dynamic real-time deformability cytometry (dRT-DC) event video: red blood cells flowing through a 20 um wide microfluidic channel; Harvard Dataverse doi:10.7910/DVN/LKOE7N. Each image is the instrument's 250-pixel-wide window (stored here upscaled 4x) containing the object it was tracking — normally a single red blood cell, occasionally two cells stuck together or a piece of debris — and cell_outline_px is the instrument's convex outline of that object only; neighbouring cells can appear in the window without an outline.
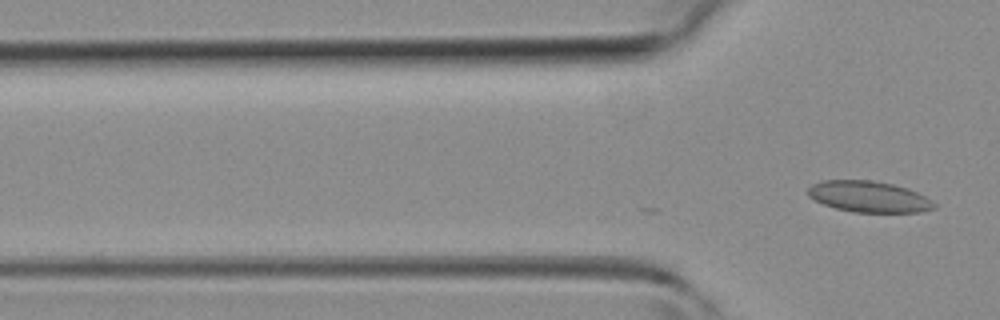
{"species": "common noctule bat (a hibernating species)", "species_latin": "Nyctalus noctula", "temperature_condition": "room temperature", "stored_images_in_passage": 13, "camera_frame_rate_fps": 3000, "um_per_image_px": 0.085, "animal": {"sex": "female", "body_mass_g": 19.3, "forearm_length_mm": 54.1}, "frame": {"image": 1, "passage_image": 13, "time_ms": 4.0, "image_size_px": [1000, 320], "cell_outline_px": [[936, 208], [920, 212], [852, 212], [836, 208], [824, 204], [808, 196], [808, 188], [812, 184], [820, 180], [868, 180], [892, 184], [908, 188], [932, 200], [936, 204]], "centroid_in_image_um": [73.85, 16.72], "position_along_channel_um": 51.9, "area_um2": 22.83}}